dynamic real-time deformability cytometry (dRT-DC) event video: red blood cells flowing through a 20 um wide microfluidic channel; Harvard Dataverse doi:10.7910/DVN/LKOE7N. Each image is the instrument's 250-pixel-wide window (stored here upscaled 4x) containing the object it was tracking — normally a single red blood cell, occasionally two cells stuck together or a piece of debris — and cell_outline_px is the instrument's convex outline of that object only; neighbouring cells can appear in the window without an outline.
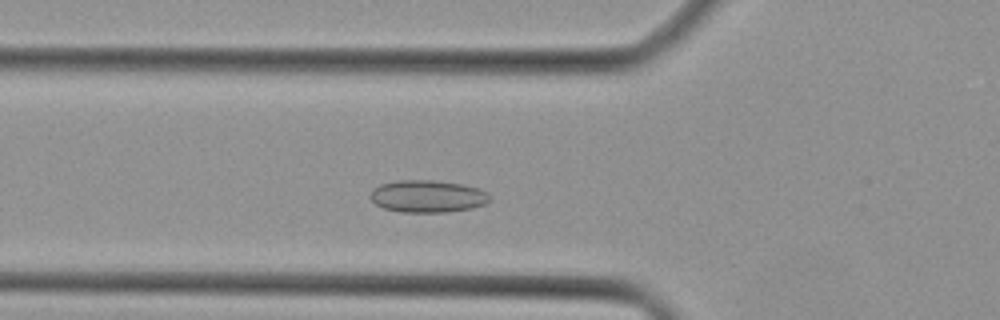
{"species": "Egyptian fruit bat (a non-hibernating species)", "species_latin": "Rousettus aegyptiacus", "temperature_condition": "cold", "stored_images_in_passage": 37, "camera_frame_rate_fps": 3000, "um_per_image_px": 0.085, "animal": {"sex": "female"}, "frame": {"image": 1, "passage_image": 8, "time_ms": 2.333, "image_size_px": [1000, 320], "cell_outline_px": [[492, 200], [484, 204], [472, 208], [448, 212], [400, 212], [384, 208], [376, 204], [368, 196], [372, 188], [380, 184], [396, 180], [432, 180], [464, 184], [488, 192], [492, 196]], "centroid_in_image_um": [36.34, 16.68], "position_along_channel_um": 89.5, "area_um2": 22.77}}
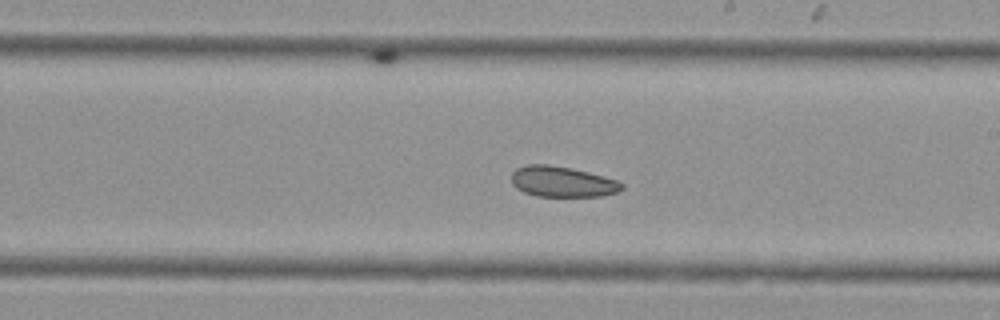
{"frame": {"image": 2, "passage_image": 18, "time_ms": 5.667, "image_size_px": [1000, 320], "cell_outline_px": [[624, 188], [620, 192], [600, 196], [536, 196], [524, 192], [516, 188], [512, 184], [512, 172], [516, 168], [528, 164], [548, 164], [588, 172], [616, 180], [624, 184]], "centroid_in_image_um": [47.79, 15.45], "position_along_channel_um": 241.2, "area_um2": 19.65}}
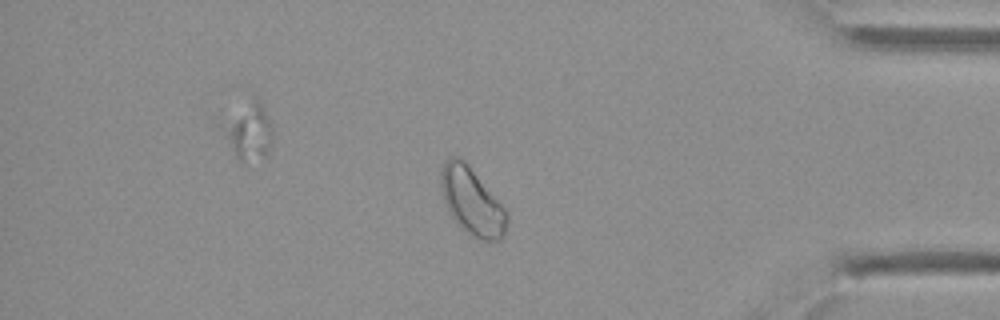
{"frame": {"image": 3, "passage_image": 30, "time_ms": 9.667, "image_size_px": [1000, 320], "cell_outline_px": [[508, 220], [504, 236], [500, 240], [480, 240], [472, 236], [460, 228], [448, 212], [440, 188], [440, 168], [444, 160], [448, 156], [460, 156], [468, 164], [508, 212]], "centroid_in_image_um": [40.08, 17.1], "position_along_channel_um": 395.1, "area_um2": 26.24}}